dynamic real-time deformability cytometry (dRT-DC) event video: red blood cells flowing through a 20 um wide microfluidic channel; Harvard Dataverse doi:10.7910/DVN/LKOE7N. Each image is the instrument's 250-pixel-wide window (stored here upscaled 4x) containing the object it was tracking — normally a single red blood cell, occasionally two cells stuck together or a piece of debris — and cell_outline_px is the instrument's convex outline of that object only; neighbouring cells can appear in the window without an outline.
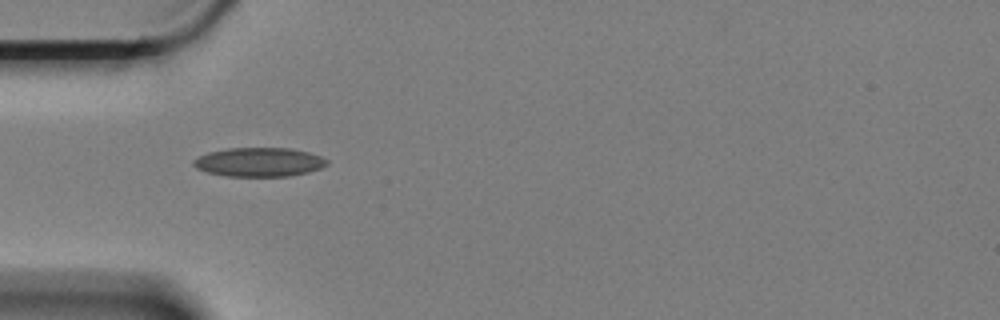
{"species": "Egyptian fruit bat (a non-hibernating species)", "species_latin": "Rousettus aegyptiacus", "temperature_condition": "cold", "stored_images_in_passage": 2, "camera_frame_rate_fps": 3000, "um_per_image_px": 0.085, "animal": {"sex": "female"}, "frame": {"image": 1, "passage_image": 1, "time_ms": 0.0, "image_size_px": [1000, 320], "cell_outline_px": [[328, 164], [320, 168], [308, 172], [288, 176], [224, 176], [208, 172], [196, 168], [192, 164], [192, 160], [208, 152], [228, 148], [288, 148], [308, 152], [320, 156], [328, 160]], "centroid_in_image_um": [22.01, 13.78], "position_along_channel_um": 63.0, "area_um2": 22.48}}
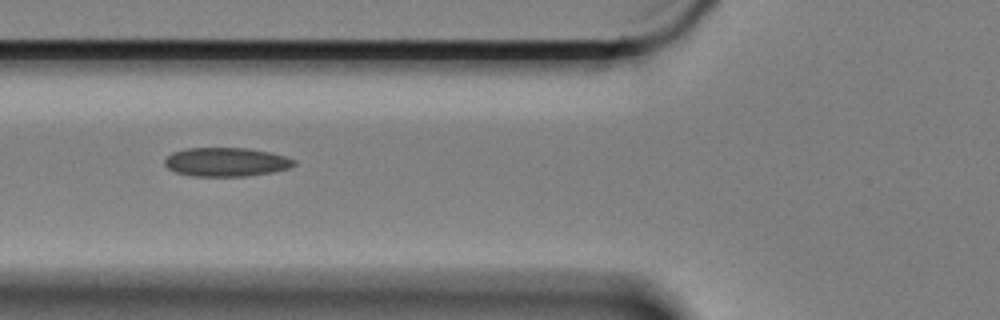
{"frame": {"image": 2, "passage_image": 2, "time_ms": 0.333, "image_size_px": [1000, 320], "cell_outline_px": [[296, 164], [288, 168], [272, 172], [248, 176], [192, 176], [176, 172], [168, 168], [164, 164], [164, 160], [172, 152], [188, 148], [248, 148], [268, 152], [284, 156], [296, 160]], "centroid_in_image_um": [19.21, 13.77], "position_along_channel_um": 106.6, "area_um2": 21.68}}